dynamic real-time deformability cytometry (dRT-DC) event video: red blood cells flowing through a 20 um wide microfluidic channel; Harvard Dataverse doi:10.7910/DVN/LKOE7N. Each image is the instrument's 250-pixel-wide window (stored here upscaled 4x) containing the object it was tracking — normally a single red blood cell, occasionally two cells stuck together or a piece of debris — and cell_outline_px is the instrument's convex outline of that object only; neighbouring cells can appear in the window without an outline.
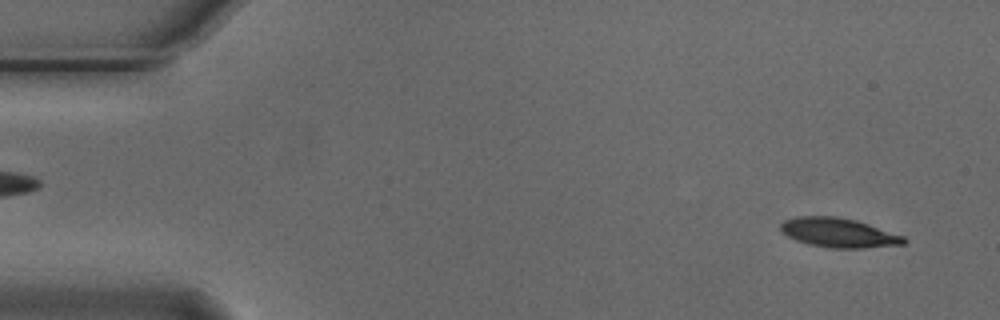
{"species": "Egyptian fruit bat (a non-hibernating species)", "species_latin": "Rousettus aegyptiacus", "temperature_condition": "cold", "stored_images_in_passage": 53, "camera_frame_rate_fps": 3000, "um_per_image_px": 0.085, "animal": {"sex": "male"}, "frame": {"image": 1, "passage_image": 2, "time_ms": 0.333, "image_size_px": [1000, 320], "cell_outline_px": [[908, 240], [904, 244], [864, 248], [828, 248], [808, 244], [796, 240], [780, 232], [780, 224], [784, 220], [796, 216], [836, 216], [856, 220], [904, 236]], "centroid_in_image_um": [71.26, 19.78], "position_along_channel_um": 13.7, "area_um2": 21.21}}
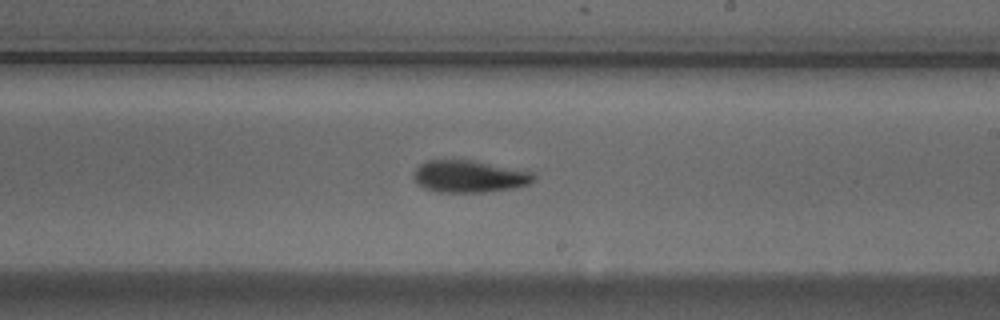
{"frame": {"image": 2, "passage_image": 30, "time_ms": 9.667, "image_size_px": [1000, 320], "cell_outline_px": [[536, 180], [528, 184], [512, 188], [484, 192], [436, 192], [424, 188], [416, 184], [412, 176], [416, 168], [420, 164], [428, 160], [472, 160], [532, 172], [536, 176]], "centroid_in_image_um": [39.85, 15.0], "position_along_channel_um": 249.2, "area_um2": 22.48}}
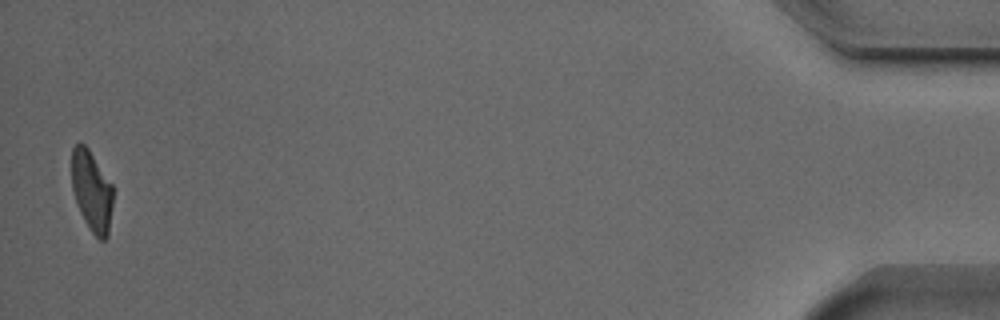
{"frame": {"image": 3, "passage_image": 52, "time_ms": 17.0, "image_size_px": [1000, 320], "cell_outline_px": [[112, 204], [108, 236], [104, 240], [100, 240], [88, 228], [80, 212], [72, 188], [72, 148], [76, 144], [84, 144], [88, 148], [112, 184]], "centroid_in_image_um": [7.8, 16.25], "position_along_channel_um": 427.4, "area_um2": 19.19}}